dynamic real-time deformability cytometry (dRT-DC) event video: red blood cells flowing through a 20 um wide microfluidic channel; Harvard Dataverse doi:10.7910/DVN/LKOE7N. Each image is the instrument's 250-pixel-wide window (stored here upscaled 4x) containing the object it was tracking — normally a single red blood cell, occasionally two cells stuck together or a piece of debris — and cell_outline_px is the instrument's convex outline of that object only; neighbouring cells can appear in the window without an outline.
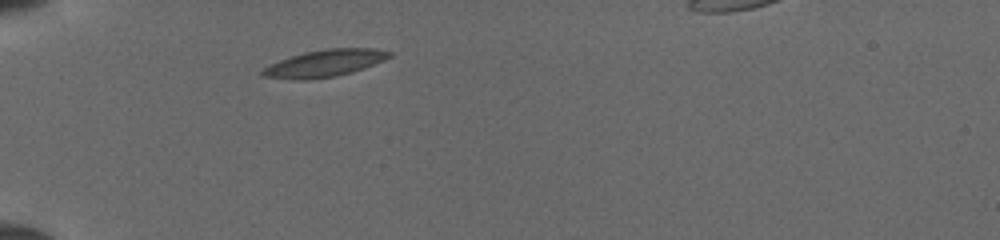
{"species": "common noctule bat (a hibernating species)", "species_latin": "Nyctalus noctula", "temperature_condition": "cold", "stored_images_in_passage": 30, "camera_frame_rate_fps": 3000, "um_per_image_px": 0.085, "animal": {"sex": "female", "body_mass_g": 19.5, "forearm_length_mm": 54.1}, "frame": {"image": 1, "passage_image": 1, "time_ms": 0.0, "image_size_px": [1000, 240], "cell_outline_px": [[392, 56], [384, 60], [352, 72], [336, 76], [308, 80], [292, 80], [260, 76], [260, 72], [264, 68], [280, 60], [304, 52], [328, 48], [376, 48], [392, 52]], "centroid_in_image_um": [27.59, 5.38], "position_along_channel_um": 57.4, "area_um2": 20.0}}
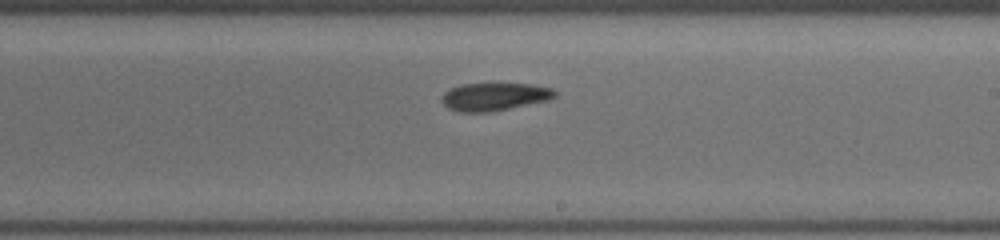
{"frame": {"image": 2, "passage_image": 16, "time_ms": 5.0, "image_size_px": [1000, 240], "cell_outline_px": [[556, 96], [548, 100], [492, 112], [460, 112], [448, 108], [440, 100], [444, 92], [460, 84], [532, 84], [552, 88], [556, 92]], "centroid_in_image_um": [42.01, 8.22], "position_along_channel_um": 247.0, "area_um2": 18.32}}
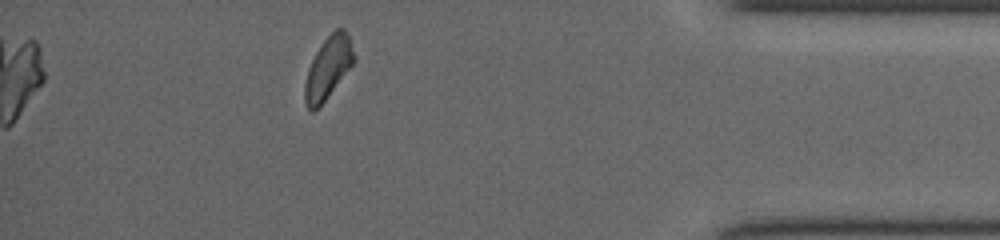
{"frame": {"image": 3, "passage_image": 30, "time_ms": 9.667, "image_size_px": [1000, 240], "cell_outline_px": [[356, 60], [324, 100], [312, 112], [304, 104], [304, 84], [308, 68], [316, 52], [324, 40], [336, 28], [344, 28], [348, 36], [356, 56]], "centroid_in_image_um": [27.88, 5.75], "position_along_channel_um": 407.3, "area_um2": 17.46}}